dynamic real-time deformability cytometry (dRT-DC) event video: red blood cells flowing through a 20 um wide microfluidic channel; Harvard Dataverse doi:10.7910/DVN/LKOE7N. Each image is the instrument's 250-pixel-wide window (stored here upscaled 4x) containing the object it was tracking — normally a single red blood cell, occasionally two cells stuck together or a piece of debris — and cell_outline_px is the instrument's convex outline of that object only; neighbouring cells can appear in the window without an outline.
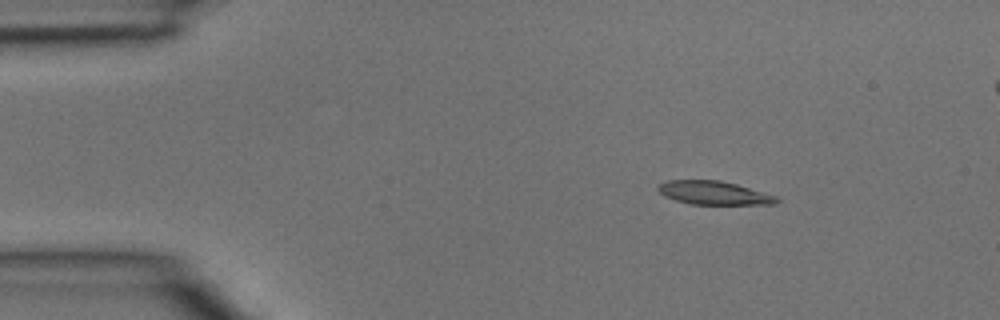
{"species": "common noctule bat (a hibernating species)", "species_latin": "Nyctalus noctula", "temperature_condition": "room temperature", "stored_images_in_passage": 4, "camera_frame_rate_fps": 3000, "um_per_image_px": 0.085, "animal": {"sex": "male", "body_mass_g": 15.6}, "frame": {"image": 1, "passage_image": 1, "time_ms": 0.0, "image_size_px": [1000, 320], "cell_outline_px": [[780, 200], [776, 204], [692, 204], [676, 200], [664, 196], [656, 188], [660, 184], [668, 180], [720, 180], [736, 184], [776, 196]], "centroid_in_image_um": [60.67, 16.39], "position_along_channel_um": 24.3, "area_um2": 16.07}}